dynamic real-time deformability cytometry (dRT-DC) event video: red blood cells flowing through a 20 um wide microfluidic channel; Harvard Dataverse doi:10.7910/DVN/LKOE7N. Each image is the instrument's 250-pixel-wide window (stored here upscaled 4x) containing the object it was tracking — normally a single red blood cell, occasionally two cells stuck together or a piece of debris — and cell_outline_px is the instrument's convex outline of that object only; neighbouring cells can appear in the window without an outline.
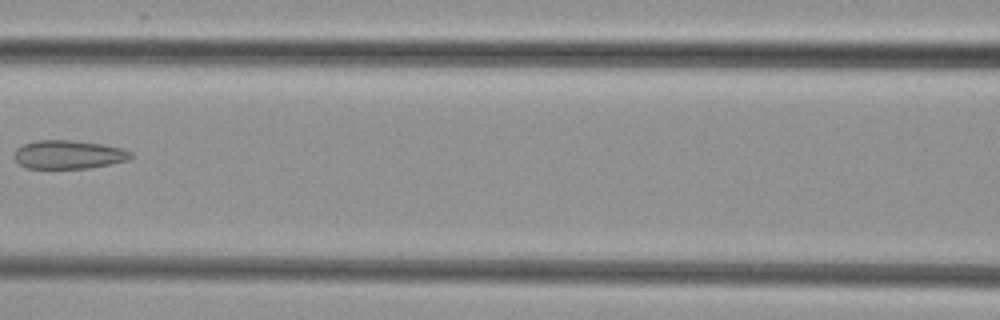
{"species": "common noctule bat (a hibernating species)", "species_latin": "Nyctalus noctula", "temperature_condition": "cold", "stored_images_in_passage": 6, "camera_frame_rate_fps": 3000, "um_per_image_px": 0.085, "animal": {"sex": "female", "body_mass_g": 29.2, "forearm_length_mm": 56.3}, "frame": {"image": 1, "passage_image": 6, "time_ms": 7.667, "image_size_px": [1000, 320], "cell_outline_px": [[132, 156], [128, 160], [88, 168], [24, 168], [16, 160], [16, 148], [24, 144], [36, 140], [72, 140], [100, 144], [124, 148], [132, 152]], "centroid_in_image_um": [5.84, 13.13], "position_along_channel_um": 160.8, "area_um2": 19.25}}